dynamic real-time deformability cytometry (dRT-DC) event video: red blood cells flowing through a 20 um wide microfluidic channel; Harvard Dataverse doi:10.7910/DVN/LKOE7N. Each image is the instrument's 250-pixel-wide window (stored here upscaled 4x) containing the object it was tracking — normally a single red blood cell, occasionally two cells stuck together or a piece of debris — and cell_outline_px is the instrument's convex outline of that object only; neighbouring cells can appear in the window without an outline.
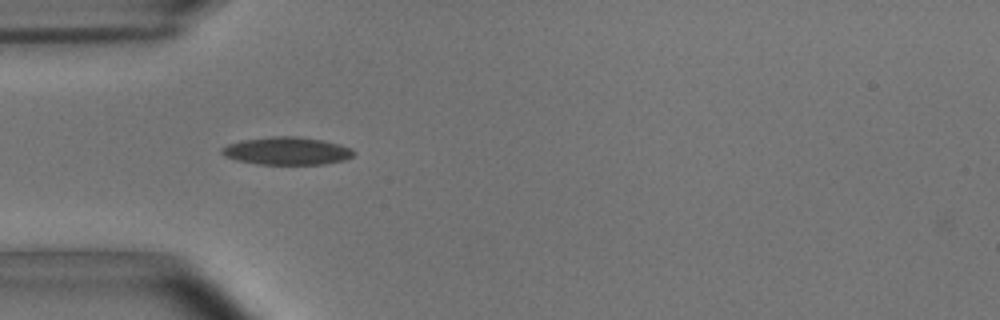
{"species": "common noctule bat (a hibernating species)", "species_latin": "Nyctalus noctula", "temperature_condition": "room temperature", "stored_images_in_passage": 40, "camera_frame_rate_fps": 3000, "um_per_image_px": 0.085, "animal": {"sex": "male", "body_mass_g": 15.6}, "frame": {"image": 1, "passage_image": 2, "time_ms": 0.333, "image_size_px": [1000, 320], "cell_outline_px": [[356, 152], [352, 156], [344, 160], [324, 164], [256, 164], [236, 160], [224, 156], [220, 152], [220, 148], [228, 144], [240, 140], [272, 136], [300, 136], [324, 140], [340, 144], [352, 148]], "centroid_in_image_um": [24.37, 12.82], "position_along_channel_um": 60.6, "area_um2": 21.62}}
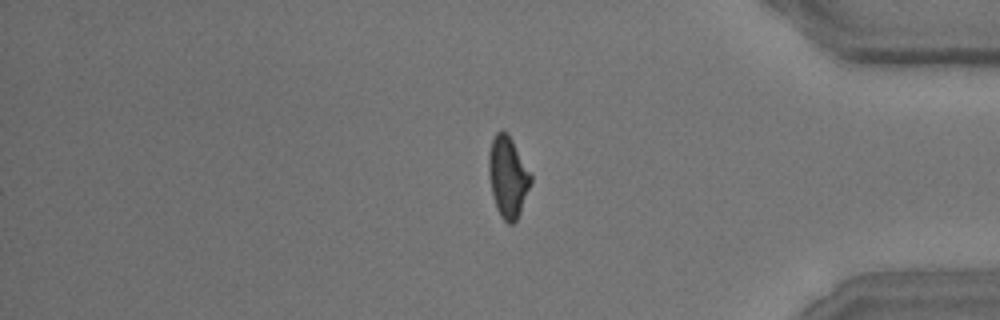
{"frame": {"image": 2, "passage_image": 31, "time_ms": 10.0, "image_size_px": [1000, 320], "cell_outline_px": [[532, 180], [520, 212], [516, 220], [512, 224], [508, 224], [500, 216], [496, 208], [492, 196], [488, 172], [488, 152], [492, 140], [496, 132], [504, 128], [508, 132], [532, 176]], "centroid_in_image_um": [43.14, 15.0], "position_along_channel_um": 392.1, "area_um2": 20.0}}
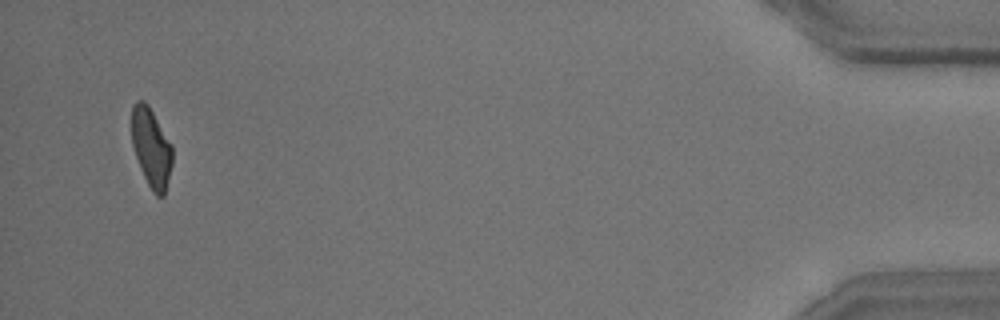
{"frame": {"image": 3, "passage_image": 38, "time_ms": 12.333, "image_size_px": [1000, 320], "cell_outline_px": [[172, 164], [164, 196], [156, 196], [148, 184], [144, 176], [136, 156], [132, 144], [132, 104], [136, 100], [144, 100], [148, 104], [172, 144]], "centroid_in_image_um": [12.86, 12.52], "position_along_channel_um": 422.3, "area_um2": 18.67}, "authors_computed_cell_mechanics": {"area_um2": 20.0566, "velocity_mm_per_s": 3.6983, "shape_relaxation_time_tau1_ms": 3.8928, "shape_relaxation_time_tau2_ms": 1.2924, "deformation_change_tau1": 0.1407, "deformation_change_tau2": 0.0723}}